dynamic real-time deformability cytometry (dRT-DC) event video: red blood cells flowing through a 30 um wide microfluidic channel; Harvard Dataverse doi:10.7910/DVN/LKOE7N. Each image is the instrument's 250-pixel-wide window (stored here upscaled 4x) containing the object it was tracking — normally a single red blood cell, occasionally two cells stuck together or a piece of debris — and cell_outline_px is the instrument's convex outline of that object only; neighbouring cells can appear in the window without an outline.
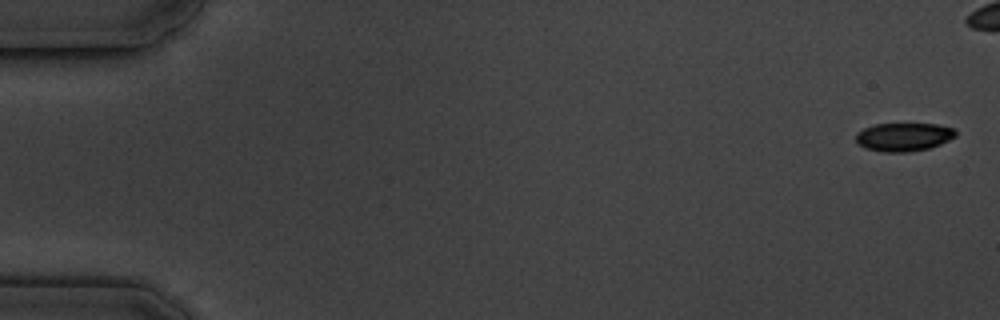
{"species": "common noctule bat (a hibernating species)", "species_latin": "Nyctalus noctula", "temperature_condition": "cold", "stored_images_in_passage": 7, "camera_frame_rate_fps": 3000, "um_per_image_px": 0.085, "animal": {"sex": "male", "body_mass_g": 19.5, "forearm_length_mm": 54.6}, "frame": {"image": 1, "passage_image": 1, "time_ms": 0.0, "image_size_px": [1000, 320], "cell_outline_px": [[956, 136], [940, 144], [928, 148], [908, 152], [884, 152], [864, 148], [856, 140], [856, 132], [864, 128], [876, 124], [936, 124], [952, 128], [956, 132]], "centroid_in_image_um": [76.79, 11.64], "position_along_channel_um": 8.2, "area_um2": 16.36}}